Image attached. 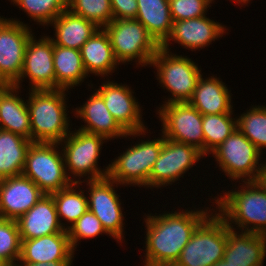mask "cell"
Wrapping results in <instances>:
<instances>
[{"mask_svg":"<svg viewBox=\"0 0 266 266\" xmlns=\"http://www.w3.org/2000/svg\"><path fill=\"white\" fill-rule=\"evenodd\" d=\"M213 266H231V265H229L228 262H226L224 259H222L219 262H217L216 264H214Z\"/></svg>","mask_w":266,"mask_h":266,"instance_id":"42","label":"cell"},{"mask_svg":"<svg viewBox=\"0 0 266 266\" xmlns=\"http://www.w3.org/2000/svg\"><path fill=\"white\" fill-rule=\"evenodd\" d=\"M21 240L20 263L73 261L75 251L70 244L68 233Z\"/></svg>","mask_w":266,"mask_h":266,"instance_id":"21","label":"cell"},{"mask_svg":"<svg viewBox=\"0 0 266 266\" xmlns=\"http://www.w3.org/2000/svg\"><path fill=\"white\" fill-rule=\"evenodd\" d=\"M208 213L205 209L147 216L144 265H173Z\"/></svg>","mask_w":266,"mask_h":266,"instance_id":"1","label":"cell"},{"mask_svg":"<svg viewBox=\"0 0 266 266\" xmlns=\"http://www.w3.org/2000/svg\"><path fill=\"white\" fill-rule=\"evenodd\" d=\"M60 143L33 142L27 152L23 175L31 179L45 194L68 187L74 180L66 174Z\"/></svg>","mask_w":266,"mask_h":266,"instance_id":"5","label":"cell"},{"mask_svg":"<svg viewBox=\"0 0 266 266\" xmlns=\"http://www.w3.org/2000/svg\"><path fill=\"white\" fill-rule=\"evenodd\" d=\"M90 196L88 210L93 212L102 223L103 228L116 241L121 242L123 238V213L119 196L114 187L115 182L109 177L97 180H87Z\"/></svg>","mask_w":266,"mask_h":266,"instance_id":"14","label":"cell"},{"mask_svg":"<svg viewBox=\"0 0 266 266\" xmlns=\"http://www.w3.org/2000/svg\"><path fill=\"white\" fill-rule=\"evenodd\" d=\"M165 140L142 141L128 148L109 164L108 176L118 185H138L149 187V176Z\"/></svg>","mask_w":266,"mask_h":266,"instance_id":"9","label":"cell"},{"mask_svg":"<svg viewBox=\"0 0 266 266\" xmlns=\"http://www.w3.org/2000/svg\"><path fill=\"white\" fill-rule=\"evenodd\" d=\"M65 91L43 89L31 90L29 93V99L26 101L30 114L32 142L61 144L70 133Z\"/></svg>","mask_w":266,"mask_h":266,"instance_id":"3","label":"cell"},{"mask_svg":"<svg viewBox=\"0 0 266 266\" xmlns=\"http://www.w3.org/2000/svg\"><path fill=\"white\" fill-rule=\"evenodd\" d=\"M76 115L77 118L80 116L85 121L84 123L87 124L83 125L79 130L101 135L107 140L114 137L135 136L136 134V136H140L145 134L146 130L126 132L113 118L103 98L97 92H94L83 106L76 108Z\"/></svg>","mask_w":266,"mask_h":266,"instance_id":"20","label":"cell"},{"mask_svg":"<svg viewBox=\"0 0 266 266\" xmlns=\"http://www.w3.org/2000/svg\"><path fill=\"white\" fill-rule=\"evenodd\" d=\"M214 0H169L172 21L205 16V11Z\"/></svg>","mask_w":266,"mask_h":266,"instance_id":"37","label":"cell"},{"mask_svg":"<svg viewBox=\"0 0 266 266\" xmlns=\"http://www.w3.org/2000/svg\"><path fill=\"white\" fill-rule=\"evenodd\" d=\"M68 9L95 23L99 28L113 20L111 0H68Z\"/></svg>","mask_w":266,"mask_h":266,"instance_id":"33","label":"cell"},{"mask_svg":"<svg viewBox=\"0 0 266 266\" xmlns=\"http://www.w3.org/2000/svg\"><path fill=\"white\" fill-rule=\"evenodd\" d=\"M53 66L56 77V89H65L76 86L88 76L80 50L66 48L53 44Z\"/></svg>","mask_w":266,"mask_h":266,"instance_id":"29","label":"cell"},{"mask_svg":"<svg viewBox=\"0 0 266 266\" xmlns=\"http://www.w3.org/2000/svg\"><path fill=\"white\" fill-rule=\"evenodd\" d=\"M227 225V245L223 259L231 266H263L266 236L251 232L237 234Z\"/></svg>","mask_w":266,"mask_h":266,"instance_id":"22","label":"cell"},{"mask_svg":"<svg viewBox=\"0 0 266 266\" xmlns=\"http://www.w3.org/2000/svg\"><path fill=\"white\" fill-rule=\"evenodd\" d=\"M224 84L217 77L204 80L201 76L188 102L202 115L230 113L231 95Z\"/></svg>","mask_w":266,"mask_h":266,"instance_id":"25","label":"cell"},{"mask_svg":"<svg viewBox=\"0 0 266 266\" xmlns=\"http://www.w3.org/2000/svg\"><path fill=\"white\" fill-rule=\"evenodd\" d=\"M9 86V84L3 80H0V95Z\"/></svg>","mask_w":266,"mask_h":266,"instance_id":"41","label":"cell"},{"mask_svg":"<svg viewBox=\"0 0 266 266\" xmlns=\"http://www.w3.org/2000/svg\"><path fill=\"white\" fill-rule=\"evenodd\" d=\"M18 89L9 85L0 95V129L31 140L29 110L27 103L17 96Z\"/></svg>","mask_w":266,"mask_h":266,"instance_id":"26","label":"cell"},{"mask_svg":"<svg viewBox=\"0 0 266 266\" xmlns=\"http://www.w3.org/2000/svg\"><path fill=\"white\" fill-rule=\"evenodd\" d=\"M45 193L23 174L0 179V218L17 220Z\"/></svg>","mask_w":266,"mask_h":266,"instance_id":"16","label":"cell"},{"mask_svg":"<svg viewBox=\"0 0 266 266\" xmlns=\"http://www.w3.org/2000/svg\"><path fill=\"white\" fill-rule=\"evenodd\" d=\"M232 114L231 111L230 113L203 115L204 155L211 154L237 129V120L231 117Z\"/></svg>","mask_w":266,"mask_h":266,"instance_id":"30","label":"cell"},{"mask_svg":"<svg viewBox=\"0 0 266 266\" xmlns=\"http://www.w3.org/2000/svg\"><path fill=\"white\" fill-rule=\"evenodd\" d=\"M259 181L266 187V163L262 164V170Z\"/></svg>","mask_w":266,"mask_h":266,"instance_id":"40","label":"cell"},{"mask_svg":"<svg viewBox=\"0 0 266 266\" xmlns=\"http://www.w3.org/2000/svg\"><path fill=\"white\" fill-rule=\"evenodd\" d=\"M227 245V224L210 214L193 232L173 266H213L223 259Z\"/></svg>","mask_w":266,"mask_h":266,"instance_id":"4","label":"cell"},{"mask_svg":"<svg viewBox=\"0 0 266 266\" xmlns=\"http://www.w3.org/2000/svg\"><path fill=\"white\" fill-rule=\"evenodd\" d=\"M243 182V189L216 198L217 214L228 226L235 223L242 232L266 236V187L260 181Z\"/></svg>","mask_w":266,"mask_h":266,"instance_id":"2","label":"cell"},{"mask_svg":"<svg viewBox=\"0 0 266 266\" xmlns=\"http://www.w3.org/2000/svg\"><path fill=\"white\" fill-rule=\"evenodd\" d=\"M21 239H33L54 233H68L60 223L56 205L51 194H45L17 220Z\"/></svg>","mask_w":266,"mask_h":266,"instance_id":"18","label":"cell"},{"mask_svg":"<svg viewBox=\"0 0 266 266\" xmlns=\"http://www.w3.org/2000/svg\"><path fill=\"white\" fill-rule=\"evenodd\" d=\"M21 242L16 220L0 218V263H18Z\"/></svg>","mask_w":266,"mask_h":266,"instance_id":"35","label":"cell"},{"mask_svg":"<svg viewBox=\"0 0 266 266\" xmlns=\"http://www.w3.org/2000/svg\"><path fill=\"white\" fill-rule=\"evenodd\" d=\"M27 12L32 20L42 25L50 24L65 9H68V0H11Z\"/></svg>","mask_w":266,"mask_h":266,"instance_id":"34","label":"cell"},{"mask_svg":"<svg viewBox=\"0 0 266 266\" xmlns=\"http://www.w3.org/2000/svg\"><path fill=\"white\" fill-rule=\"evenodd\" d=\"M157 69L159 83L163 85L173 98L168 99L165 104L175 102H188L197 86L201 70L189 58L169 55V50L162 47L158 49L151 60V64Z\"/></svg>","mask_w":266,"mask_h":266,"instance_id":"7","label":"cell"},{"mask_svg":"<svg viewBox=\"0 0 266 266\" xmlns=\"http://www.w3.org/2000/svg\"><path fill=\"white\" fill-rule=\"evenodd\" d=\"M82 63L87 75H107L115 70L118 61L115 58L110 38L104 28H100L80 48Z\"/></svg>","mask_w":266,"mask_h":266,"instance_id":"24","label":"cell"},{"mask_svg":"<svg viewBox=\"0 0 266 266\" xmlns=\"http://www.w3.org/2000/svg\"><path fill=\"white\" fill-rule=\"evenodd\" d=\"M163 105L158 113L164 137L194 146L204 154L203 115L189 102Z\"/></svg>","mask_w":266,"mask_h":266,"instance_id":"11","label":"cell"},{"mask_svg":"<svg viewBox=\"0 0 266 266\" xmlns=\"http://www.w3.org/2000/svg\"><path fill=\"white\" fill-rule=\"evenodd\" d=\"M32 143L18 134L0 129V179L23 173L26 155Z\"/></svg>","mask_w":266,"mask_h":266,"instance_id":"28","label":"cell"},{"mask_svg":"<svg viewBox=\"0 0 266 266\" xmlns=\"http://www.w3.org/2000/svg\"><path fill=\"white\" fill-rule=\"evenodd\" d=\"M24 77L31 80L30 90L56 89L51 37L44 36L38 41L33 35L30 37L25 48L23 69L14 86L19 88Z\"/></svg>","mask_w":266,"mask_h":266,"instance_id":"15","label":"cell"},{"mask_svg":"<svg viewBox=\"0 0 266 266\" xmlns=\"http://www.w3.org/2000/svg\"><path fill=\"white\" fill-rule=\"evenodd\" d=\"M81 183L73 182L68 187L51 193L60 223L63 217V219L73 224L88 210V198L84 195V190L77 192L74 189L77 184Z\"/></svg>","mask_w":266,"mask_h":266,"instance_id":"31","label":"cell"},{"mask_svg":"<svg viewBox=\"0 0 266 266\" xmlns=\"http://www.w3.org/2000/svg\"><path fill=\"white\" fill-rule=\"evenodd\" d=\"M104 29L119 64L137 58L139 65H150L161 47L137 19H113Z\"/></svg>","mask_w":266,"mask_h":266,"instance_id":"6","label":"cell"},{"mask_svg":"<svg viewBox=\"0 0 266 266\" xmlns=\"http://www.w3.org/2000/svg\"><path fill=\"white\" fill-rule=\"evenodd\" d=\"M211 153L228 178L259 181L262 163L258 165L261 152L238 129ZM258 165V166H257Z\"/></svg>","mask_w":266,"mask_h":266,"instance_id":"8","label":"cell"},{"mask_svg":"<svg viewBox=\"0 0 266 266\" xmlns=\"http://www.w3.org/2000/svg\"><path fill=\"white\" fill-rule=\"evenodd\" d=\"M237 120V129L262 152L266 147V106H253Z\"/></svg>","mask_w":266,"mask_h":266,"instance_id":"32","label":"cell"},{"mask_svg":"<svg viewBox=\"0 0 266 266\" xmlns=\"http://www.w3.org/2000/svg\"><path fill=\"white\" fill-rule=\"evenodd\" d=\"M137 6L136 19L161 46L172 31L169 0H137Z\"/></svg>","mask_w":266,"mask_h":266,"instance_id":"27","label":"cell"},{"mask_svg":"<svg viewBox=\"0 0 266 266\" xmlns=\"http://www.w3.org/2000/svg\"><path fill=\"white\" fill-rule=\"evenodd\" d=\"M233 1H234V0H233ZM235 1H237V2H239V3H242V2H243L244 4H245V3L247 4L250 0H235Z\"/></svg>","mask_w":266,"mask_h":266,"instance_id":"44","label":"cell"},{"mask_svg":"<svg viewBox=\"0 0 266 266\" xmlns=\"http://www.w3.org/2000/svg\"><path fill=\"white\" fill-rule=\"evenodd\" d=\"M145 266H173V265H145Z\"/></svg>","mask_w":266,"mask_h":266,"instance_id":"45","label":"cell"},{"mask_svg":"<svg viewBox=\"0 0 266 266\" xmlns=\"http://www.w3.org/2000/svg\"><path fill=\"white\" fill-rule=\"evenodd\" d=\"M72 261H53L50 263H20L19 266H71Z\"/></svg>","mask_w":266,"mask_h":266,"instance_id":"39","label":"cell"},{"mask_svg":"<svg viewBox=\"0 0 266 266\" xmlns=\"http://www.w3.org/2000/svg\"><path fill=\"white\" fill-rule=\"evenodd\" d=\"M205 156L196 147L165 138L149 176V187L168 186Z\"/></svg>","mask_w":266,"mask_h":266,"instance_id":"13","label":"cell"},{"mask_svg":"<svg viewBox=\"0 0 266 266\" xmlns=\"http://www.w3.org/2000/svg\"><path fill=\"white\" fill-rule=\"evenodd\" d=\"M104 140L106 138L101 135L87 133L79 129L74 133L70 132L62 141L64 147H62L63 153L61 152V154H63L66 174L69 173L67 170L79 178L88 174L89 180L107 177L110 166L102 171L96 166Z\"/></svg>","mask_w":266,"mask_h":266,"instance_id":"10","label":"cell"},{"mask_svg":"<svg viewBox=\"0 0 266 266\" xmlns=\"http://www.w3.org/2000/svg\"><path fill=\"white\" fill-rule=\"evenodd\" d=\"M224 27L207 16L196 17L180 21H173L170 36L161 45L165 50H169L170 40L177 42L192 50L206 47L215 39L222 37Z\"/></svg>","mask_w":266,"mask_h":266,"instance_id":"19","label":"cell"},{"mask_svg":"<svg viewBox=\"0 0 266 266\" xmlns=\"http://www.w3.org/2000/svg\"><path fill=\"white\" fill-rule=\"evenodd\" d=\"M113 19H136L137 0H111Z\"/></svg>","mask_w":266,"mask_h":266,"instance_id":"38","label":"cell"},{"mask_svg":"<svg viewBox=\"0 0 266 266\" xmlns=\"http://www.w3.org/2000/svg\"><path fill=\"white\" fill-rule=\"evenodd\" d=\"M0 266H19V264L10 263V264H1Z\"/></svg>","mask_w":266,"mask_h":266,"instance_id":"43","label":"cell"},{"mask_svg":"<svg viewBox=\"0 0 266 266\" xmlns=\"http://www.w3.org/2000/svg\"><path fill=\"white\" fill-rule=\"evenodd\" d=\"M50 24L54 25L56 39L53 44L80 50L99 27L69 9H65Z\"/></svg>","mask_w":266,"mask_h":266,"instance_id":"23","label":"cell"},{"mask_svg":"<svg viewBox=\"0 0 266 266\" xmlns=\"http://www.w3.org/2000/svg\"><path fill=\"white\" fill-rule=\"evenodd\" d=\"M66 230L73 250H75L80 239L93 238L102 233L108 234L103 228L100 220L90 210H87L75 223L71 224V226H67Z\"/></svg>","mask_w":266,"mask_h":266,"instance_id":"36","label":"cell"},{"mask_svg":"<svg viewBox=\"0 0 266 266\" xmlns=\"http://www.w3.org/2000/svg\"><path fill=\"white\" fill-rule=\"evenodd\" d=\"M97 93L103 98L113 118L126 131H141L145 128L141 116V107L129 87L106 81L99 86Z\"/></svg>","mask_w":266,"mask_h":266,"instance_id":"17","label":"cell"},{"mask_svg":"<svg viewBox=\"0 0 266 266\" xmlns=\"http://www.w3.org/2000/svg\"><path fill=\"white\" fill-rule=\"evenodd\" d=\"M31 32L23 22L0 17V80L9 85H14L20 78Z\"/></svg>","mask_w":266,"mask_h":266,"instance_id":"12","label":"cell"}]
</instances>
